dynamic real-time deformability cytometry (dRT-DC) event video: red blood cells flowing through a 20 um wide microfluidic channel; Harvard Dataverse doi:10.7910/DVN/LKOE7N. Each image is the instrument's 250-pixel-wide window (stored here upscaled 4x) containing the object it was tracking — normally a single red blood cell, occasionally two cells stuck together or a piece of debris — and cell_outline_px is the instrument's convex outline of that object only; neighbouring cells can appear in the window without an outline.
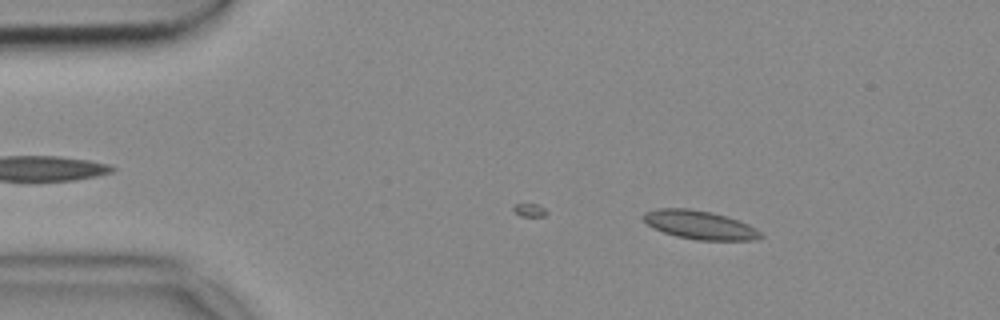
{"species": "common noctule bat (a hibernating species)", "species_latin": "Nyctalus noctula", "temperature_condition": "cold", "stored_images_in_passage": 18, "camera_frame_rate_fps": 3000, "um_per_image_px": 0.085, "animal": {"sex": "female", "body_mass_g": 18.4}, "frame": {"image": 1, "passage_image": 4, "time_ms": 1.0, "image_size_px": [1000, 320], "cell_outline_px": [[764, 236], [756, 240], [696, 240], [676, 236], [652, 228], [644, 220], [644, 212], [656, 208], [688, 208], [712, 212], [728, 216], [748, 224], [756, 228]], "centroid_in_image_um": [59.49, 19.11], "position_along_channel_um": 25.5, "area_um2": 19.65}}
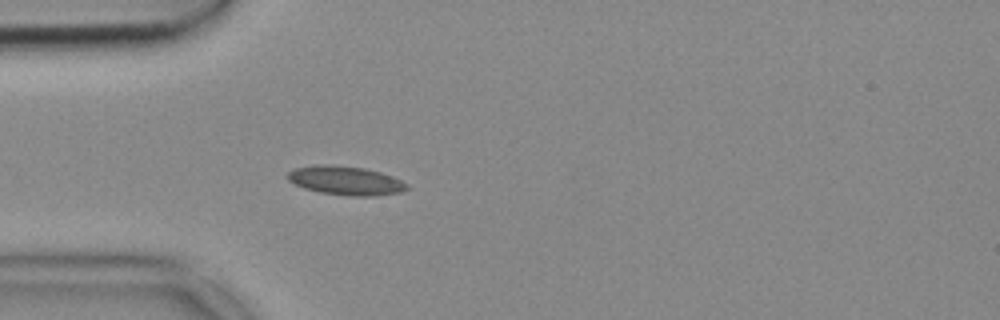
{"frame": {"image": 2, "passage_image": 11, "time_ms": 3.333, "image_size_px": [1000, 320], "cell_outline_px": [[408, 188], [400, 192], [376, 196], [352, 196], [320, 192], [304, 188], [288, 180], [288, 172], [296, 168], [316, 164], [328, 164], [364, 168], [380, 172], [392, 176], [408, 184]], "centroid_in_image_um": [29.39, 15.34], "position_along_channel_um": 55.6, "area_um2": 19.94}}